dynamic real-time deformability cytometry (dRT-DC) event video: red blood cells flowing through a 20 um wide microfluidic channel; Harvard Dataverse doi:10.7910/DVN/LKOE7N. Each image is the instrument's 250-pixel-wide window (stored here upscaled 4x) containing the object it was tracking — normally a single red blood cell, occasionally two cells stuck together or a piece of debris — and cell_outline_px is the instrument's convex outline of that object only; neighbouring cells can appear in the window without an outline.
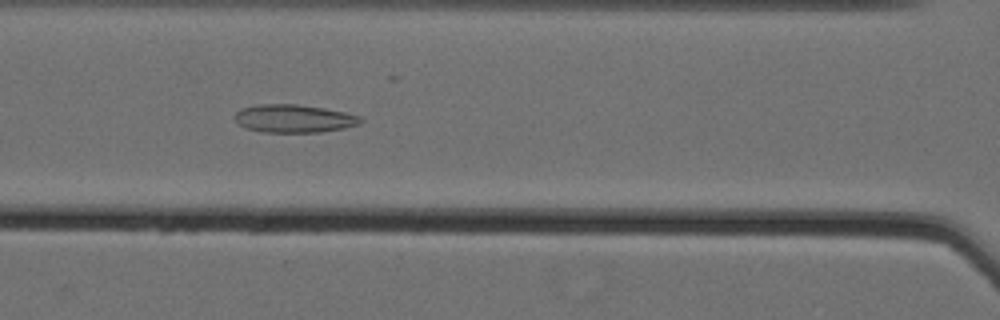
{"species": "Egyptian fruit bat (a non-hibernating species)", "species_latin": "Rousettus aegyptiacus", "temperature_condition": "cold", "stored_images_in_passage": 62, "camera_frame_rate_fps": 3000, "um_per_image_px": 0.085, "animal": {"sex": "female"}, "frame": {"image": 1, "passage_image": 32, "time_ms": 10.333, "image_size_px": [1000, 320], "cell_outline_px": [[364, 120], [360, 124], [344, 128], [320, 132], [264, 132], [244, 128], [236, 120], [236, 112], [240, 108], [260, 104], [296, 104], [324, 108], [344, 112], [360, 116]], "centroid_in_image_um": [25.0, 10.07], "position_along_channel_um": 141.6, "area_um2": 20.52}}
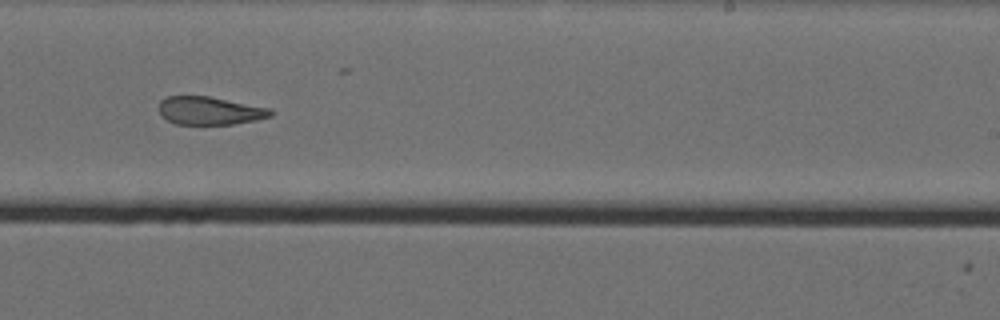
{"frame": {"image": 2, "passage_image": 43, "time_ms": 14.0, "image_size_px": [1000, 320], "cell_outline_px": [[276, 112], [272, 116], [256, 120], [232, 124], [176, 124], [160, 116], [160, 100], [168, 96], [208, 96], [272, 108]], "centroid_in_image_um": [17.87, 9.41], "position_along_channel_um": 271.1, "area_um2": 18.38}}
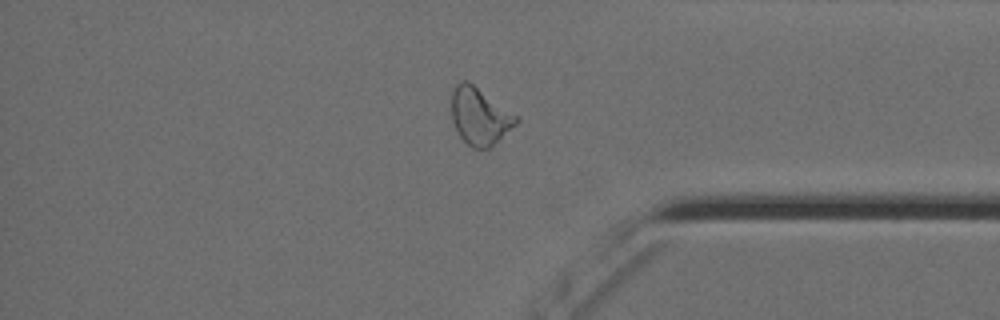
{"frame": {"image": 3, "passage_image": 54, "time_ms": 17.667, "image_size_px": [1000, 320], "cell_outline_px": [[520, 120], [492, 148], [472, 148], [456, 132], [452, 120], [452, 92], [456, 84], [460, 80], [468, 80], [516, 116]], "centroid_in_image_um": [40.75, 9.9], "position_along_channel_um": 394.4, "area_um2": 21.39}, "authors_computed_cell_mechanics": {"area_um2": 23.7847, "velocity_mm_per_s": 3.5462, "shape_relaxation_time_tau1_ms": null, "shape_relaxation_time_tau2_ms": 2.88, "deformation_change_tau1": null, "deformation_change_tau2": 0.1134}}